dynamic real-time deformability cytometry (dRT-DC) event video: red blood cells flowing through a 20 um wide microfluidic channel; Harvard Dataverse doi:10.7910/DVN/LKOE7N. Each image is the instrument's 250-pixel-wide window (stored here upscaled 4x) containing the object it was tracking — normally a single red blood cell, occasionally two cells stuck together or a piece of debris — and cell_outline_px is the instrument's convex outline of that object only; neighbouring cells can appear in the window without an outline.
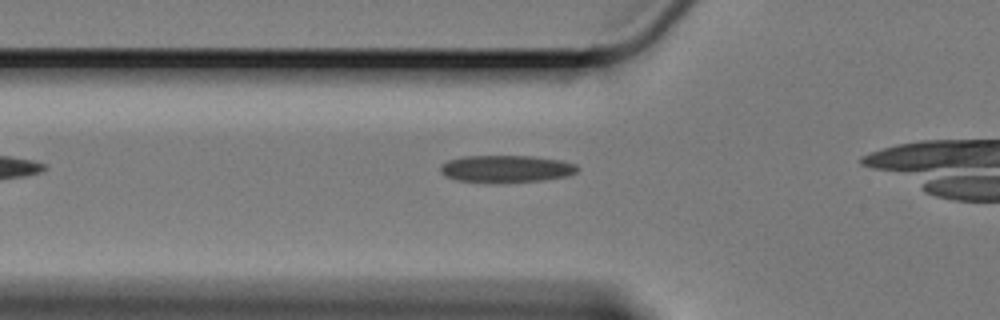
{"species": "Egyptian fruit bat (a non-hibernating species)", "species_latin": "Rousettus aegyptiacus", "temperature_condition": "cold", "stored_images_in_passage": 31, "camera_frame_rate_fps": 3000, "um_per_image_px": 0.085, "animal": {"sex": "female"}, "frame": {"image": 1, "passage_image": 3, "time_ms": 0.667, "image_size_px": [1000, 320], "cell_outline_px": [[580, 168], [576, 172], [568, 176], [544, 180], [496, 184], [456, 180], [444, 176], [440, 172], [440, 164], [448, 160], [464, 156], [532, 156], [560, 160], [576, 164]], "centroid_in_image_um": [43.0, 14.37], "position_along_channel_um": 82.8, "area_um2": 22.25}}
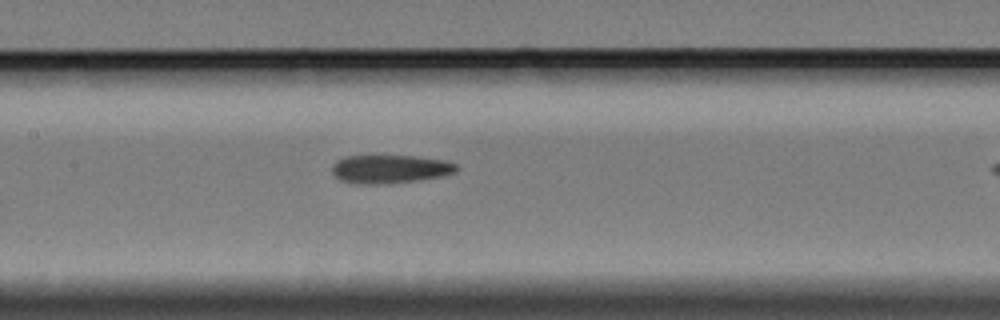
{"frame": {"image": 2, "passage_image": 11, "time_ms": 3.333, "image_size_px": [1000, 320], "cell_outline_px": [[460, 168], [456, 172], [440, 176], [420, 180], [388, 184], [352, 184], [340, 180], [332, 172], [332, 164], [336, 160], [344, 156], [412, 156], [444, 160], [456, 164]], "centroid_in_image_um": [33.12, 14.38], "position_along_channel_um": 174.3, "area_um2": 20.81}}
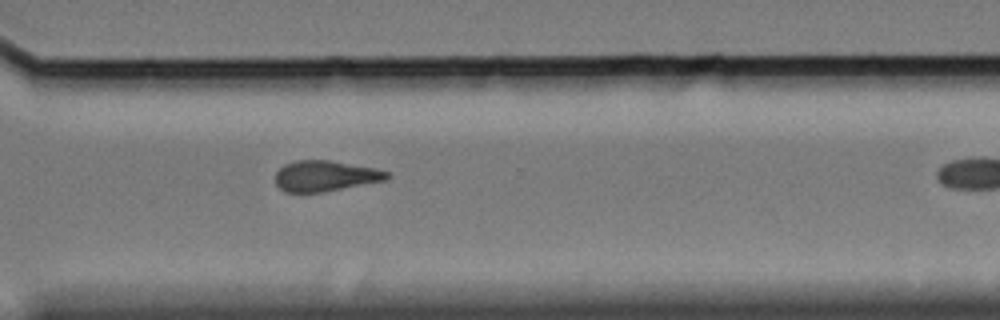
{"frame": {"image": 3, "passage_image": 26, "time_ms": 8.333, "image_size_px": [1000, 320], "cell_outline_px": [[392, 176], [384, 180], [320, 192], [284, 192], [276, 184], [276, 172], [284, 164], [296, 160], [328, 160], [376, 168], [388, 172]], "centroid_in_image_um": [27.62, 14.94], "position_along_channel_um": 343.0, "area_um2": 19.71}}